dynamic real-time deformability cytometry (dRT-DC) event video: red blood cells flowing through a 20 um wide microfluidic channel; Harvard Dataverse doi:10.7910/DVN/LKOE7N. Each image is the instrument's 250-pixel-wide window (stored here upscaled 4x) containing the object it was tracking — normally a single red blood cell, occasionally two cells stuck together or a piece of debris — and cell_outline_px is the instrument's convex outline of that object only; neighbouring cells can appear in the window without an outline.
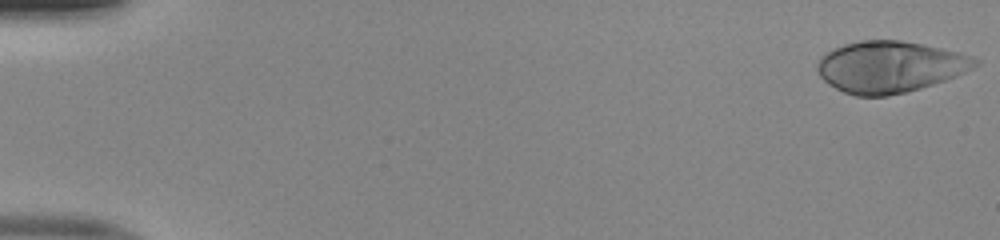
{"species": "human", "species_latin": "Homo sapiens", "temperature_condition": "room temperature", "stored_images_in_passage": 51, "camera_frame_rate_fps": 3000, "um_per_image_px": 0.085, "donor": {"sex": "male"}, "frame": {"image": 1, "passage_image": 1, "time_ms": 0.0, "image_size_px": [1000, 240], "cell_outline_px": [[980, 64], [956, 76], [920, 88], [888, 96], [856, 96], [844, 92], [828, 84], [820, 76], [816, 68], [816, 64], [820, 56], [844, 44], [860, 40], [900, 40], [940, 48], [956, 52], [980, 60]], "centroid_in_image_um": [75.59, 5.68], "position_along_channel_um": 9.4, "area_um2": 46.93}}
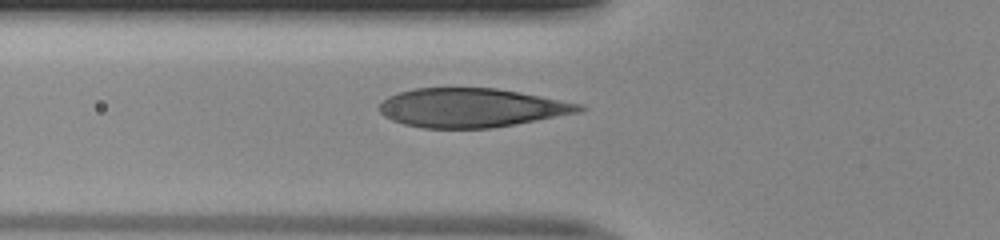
{"frame": {"image": 2, "passage_image": 19, "time_ms": 6.0, "image_size_px": [1000, 240], "cell_outline_px": [[588, 108], [580, 112], [516, 124], [492, 128], [424, 128], [404, 124], [392, 120], [384, 116], [380, 112], [380, 104], [388, 96], [400, 92], [416, 88], [496, 88], [520, 92], [584, 104]], "centroid_in_image_um": [40.12, 9.16], "position_along_channel_um": 85.7, "area_um2": 45.37}}
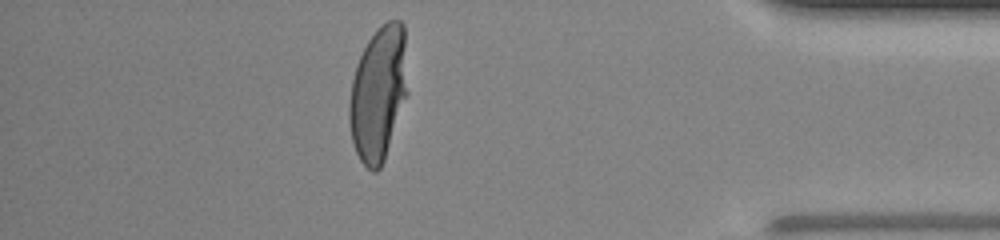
{"frame": {"image": 3, "passage_image": 45, "time_ms": 14.667, "image_size_px": [1000, 240], "cell_outline_px": [[408, 96], [384, 160], [380, 168], [376, 172], [372, 172], [360, 160], [356, 152], [352, 140], [348, 120], [348, 104], [352, 80], [356, 64], [368, 40], [376, 28], [388, 20], [400, 20], [404, 24], [408, 92]], "centroid_in_image_um": [32.17, 7.94], "position_along_channel_um": 403.0, "area_um2": 46.36}, "authors_computed_cell_mechanics": {"area_um2": 46.1244, "velocity_mm_per_s": 4.0397, "shape_relaxation_time_tau1_ms": 3.9723, "shape_relaxation_time_tau2_ms": null, "deformation_change_tau1": 0.2379, "deformation_change_tau2": null}}